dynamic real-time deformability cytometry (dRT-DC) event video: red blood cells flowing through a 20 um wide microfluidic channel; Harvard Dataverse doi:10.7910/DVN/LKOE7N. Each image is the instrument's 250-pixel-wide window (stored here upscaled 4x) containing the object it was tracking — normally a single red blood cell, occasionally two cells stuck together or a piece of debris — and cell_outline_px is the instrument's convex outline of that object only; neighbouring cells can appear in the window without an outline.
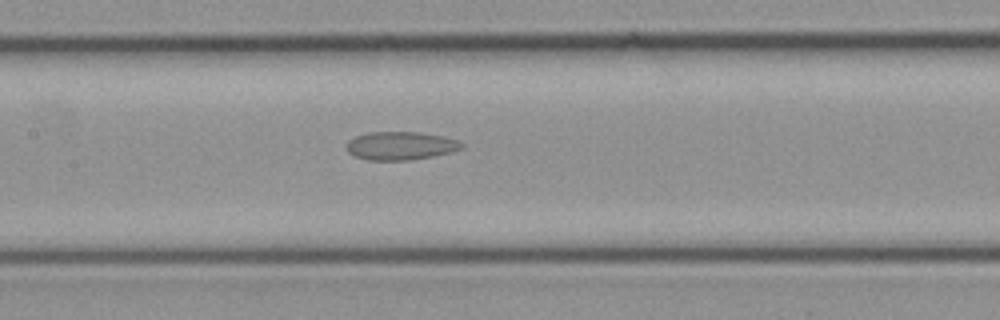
{"species": "common noctule bat (a hibernating species)", "species_latin": "Nyctalus noctula", "temperature_condition": "cold", "stored_images_in_passage": 16, "camera_frame_rate_fps": 3000, "um_per_image_px": 0.085, "animal": {"sex": "female", "body_mass_g": 21.9}, "frame": {"image": 1, "passage_image": 14, "time_ms": 4.333, "image_size_px": [1000, 320], "cell_outline_px": [[464, 148], [452, 152], [432, 156], [408, 160], [368, 160], [356, 156], [348, 152], [344, 148], [344, 144], [348, 140], [356, 136], [368, 132], [420, 132], [444, 136], [460, 140], [464, 144]], "centroid_in_image_um": [34.05, 12.38], "position_along_channel_um": 173.3, "area_um2": 19.25}}
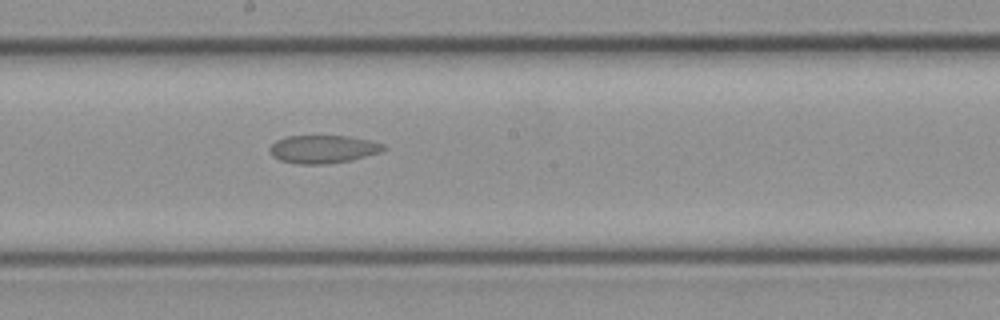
{"frame": {"image": 2, "passage_image": 16, "time_ms": 5.0, "image_size_px": [1000, 320], "cell_outline_px": [[388, 148], [384, 152], [352, 160], [328, 164], [296, 164], [280, 160], [272, 156], [268, 148], [276, 140], [288, 136], [348, 136], [368, 140], [384, 144]], "centroid_in_image_um": [27.49, 12.69], "position_along_channel_um": 220.7, "area_um2": 18.84}}